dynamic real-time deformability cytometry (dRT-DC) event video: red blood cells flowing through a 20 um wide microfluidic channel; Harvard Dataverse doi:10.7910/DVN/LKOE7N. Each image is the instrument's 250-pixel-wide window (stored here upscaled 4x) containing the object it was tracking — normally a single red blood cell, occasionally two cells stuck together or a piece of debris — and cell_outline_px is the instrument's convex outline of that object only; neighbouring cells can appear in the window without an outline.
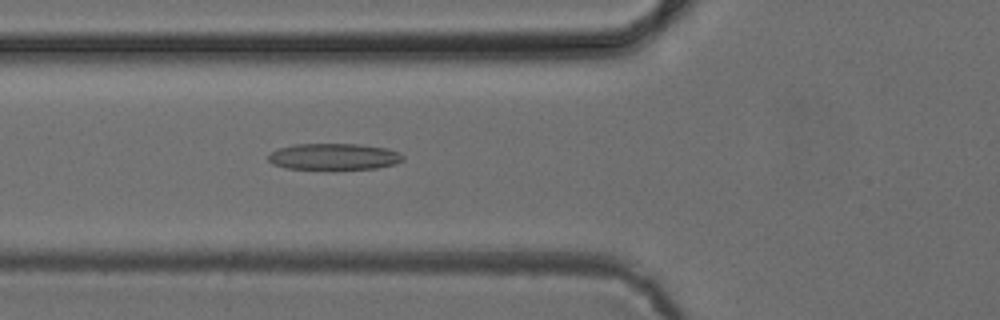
{"species": "common noctule bat (a hibernating species)", "species_latin": "Nyctalus noctula", "temperature_condition": "cold", "stored_images_in_passage": 48, "camera_frame_rate_fps": 3000, "um_per_image_px": 0.085, "animal": {"sex": "female", "body_mass_g": 24.6, "forearm_length_mm": 56.2}, "frame": {"image": 1, "passage_image": 19, "time_ms": 6.0, "image_size_px": [1000, 320], "cell_outline_px": [[404, 160], [396, 164], [376, 168], [332, 172], [288, 168], [272, 164], [268, 160], [268, 156], [272, 152], [280, 148], [292, 144], [356, 144], [388, 148], [404, 156]], "centroid_in_image_um": [28.38, 13.36], "position_along_channel_um": 97.4, "area_um2": 21.62}}
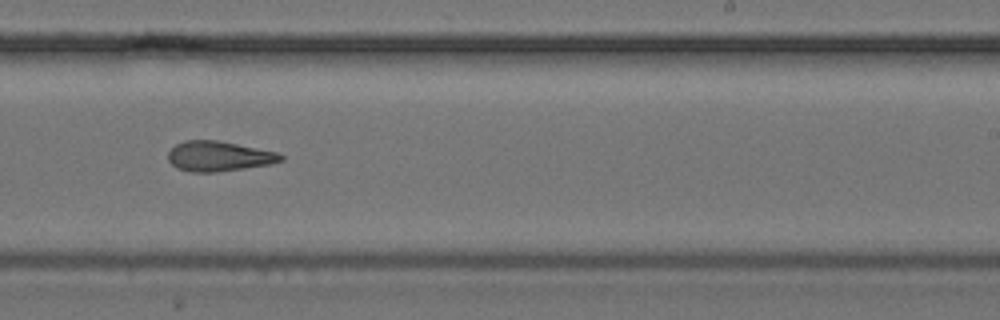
{"frame": {"image": 2, "passage_image": 32, "time_ms": 10.333, "image_size_px": [1000, 320], "cell_outline_px": [[284, 160], [272, 164], [216, 172], [192, 172], [176, 168], [168, 160], [168, 152], [176, 144], [184, 140], [216, 140], [276, 152], [284, 156]], "centroid_in_image_um": [18.58, 13.28], "position_along_channel_um": 270.4, "area_um2": 19.65}}
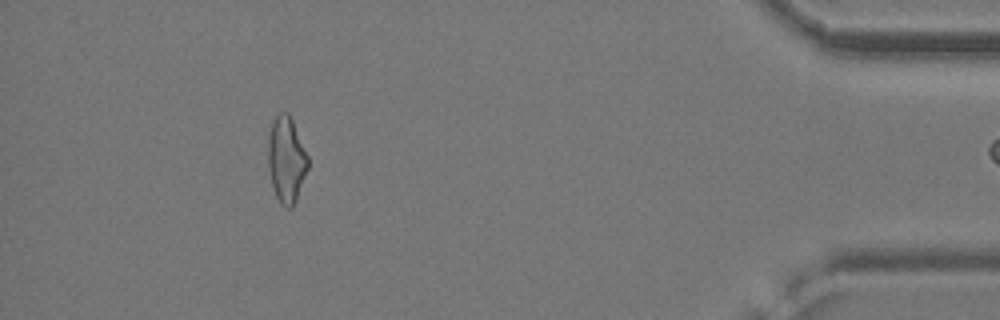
{"frame": {"image": 3, "passage_image": 47, "time_ms": 15.333, "image_size_px": [1000, 320], "cell_outline_px": [[308, 168], [296, 200], [292, 208], [288, 208], [280, 204], [276, 196], [272, 184], [268, 168], [268, 136], [272, 120], [280, 112], [288, 112], [292, 120], [308, 156]], "centroid_in_image_um": [24.33, 13.56], "position_along_channel_um": 410.9, "area_um2": 19.94}}